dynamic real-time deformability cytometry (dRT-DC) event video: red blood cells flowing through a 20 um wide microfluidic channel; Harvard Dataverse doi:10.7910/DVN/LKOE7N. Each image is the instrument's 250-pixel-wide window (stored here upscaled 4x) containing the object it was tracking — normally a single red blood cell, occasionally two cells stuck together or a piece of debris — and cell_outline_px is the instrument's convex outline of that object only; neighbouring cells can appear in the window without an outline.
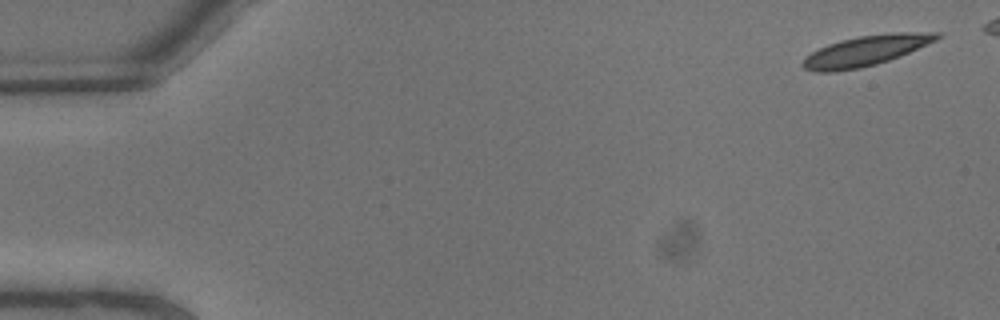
{"species": "common noctule bat (a hibernating species)", "species_latin": "Nyctalus noctula", "temperature_condition": "warm", "stored_images_in_passage": 8, "camera_frame_rate_fps": 3000, "um_per_image_px": 0.085, "animal": {"sex": "male", "body_mass_g": 13.3}, "frame": {"image": 1, "passage_image": 1, "time_ms": 0.0, "image_size_px": [1000, 320], "cell_outline_px": [[944, 36], [936, 40], [900, 56], [876, 64], [860, 68], [836, 72], [816, 72], [804, 68], [800, 64], [812, 52], [828, 44], [840, 40], [860, 36], [896, 32], [944, 32]], "centroid_in_image_um": [73.63, 4.31], "position_along_channel_um": 11.4, "area_um2": 23.58}}
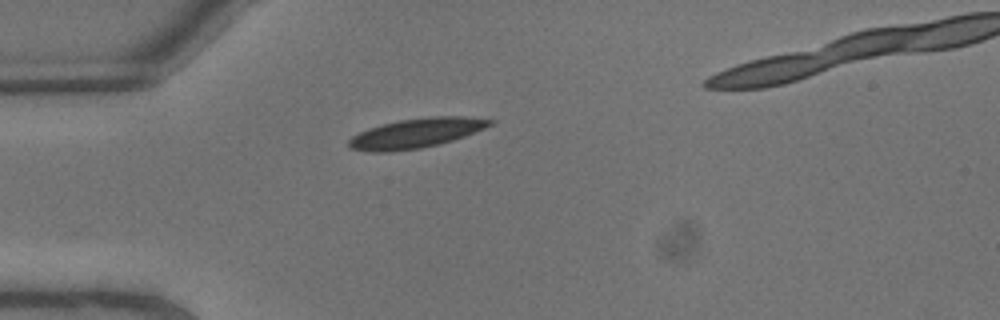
{"frame": {"image": 2, "passage_image": 6, "time_ms": 1.667, "image_size_px": [1000, 320], "cell_outline_px": [[496, 120], [492, 124], [484, 128], [464, 136], [440, 144], [420, 148], [392, 152], [368, 152], [348, 148], [348, 140], [352, 136], [368, 128], [400, 120], [432, 116], [464, 116]], "centroid_in_image_um": [35.35, 11.33], "position_along_channel_um": 49.7, "area_um2": 24.33}}
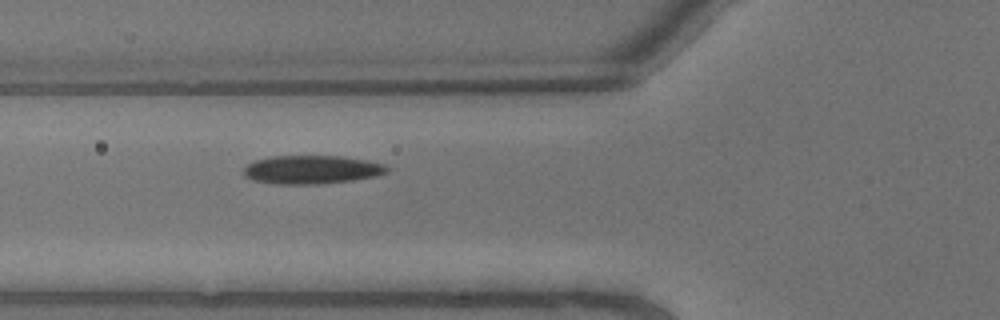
{"frame": {"image": 3, "passage_image": 8, "time_ms": 2.333, "image_size_px": [1000, 320], "cell_outline_px": [[388, 172], [376, 176], [352, 180], [320, 184], [276, 184], [252, 180], [244, 176], [244, 168], [248, 164], [256, 160], [272, 156], [340, 156], [364, 160], [384, 164], [388, 168]], "centroid_in_image_um": [26.47, 14.42], "position_along_channel_um": 99.3, "area_um2": 23.7}}